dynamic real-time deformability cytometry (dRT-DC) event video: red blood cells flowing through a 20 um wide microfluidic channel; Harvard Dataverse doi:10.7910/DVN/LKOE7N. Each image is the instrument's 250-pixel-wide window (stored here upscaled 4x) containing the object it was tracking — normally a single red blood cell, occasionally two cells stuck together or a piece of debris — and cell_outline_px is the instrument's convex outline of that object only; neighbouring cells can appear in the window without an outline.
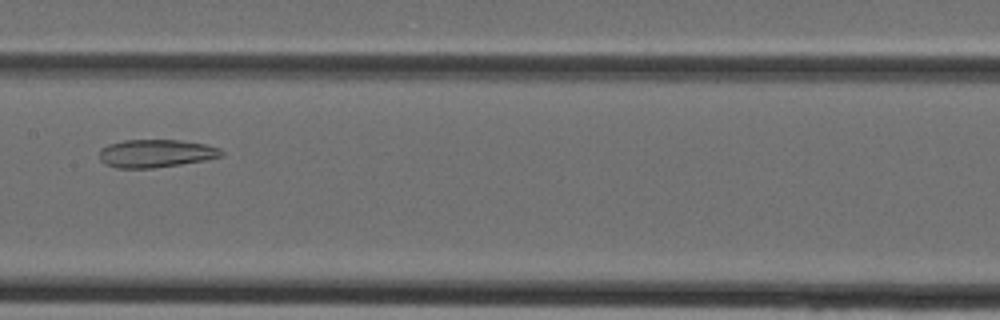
{"species": "Egyptian fruit bat (a non-hibernating species)", "species_latin": "Rousettus aegyptiacus", "temperature_condition": "cold", "stored_images_in_passage": 28, "camera_frame_rate_fps": 3000, "um_per_image_px": 0.085, "animal": {"sex": "female"}, "frame": {"image": 1, "passage_image": 11, "time_ms": 3.333, "image_size_px": [1000, 320], "cell_outline_px": [[224, 152], [220, 156], [204, 160], [180, 164], [152, 168], [116, 168], [104, 164], [100, 160], [100, 148], [108, 144], [124, 140], [180, 140], [204, 144], [220, 148]], "centroid_in_image_um": [13.2, 13.04], "position_along_channel_um": 194.2, "area_um2": 19.83}}
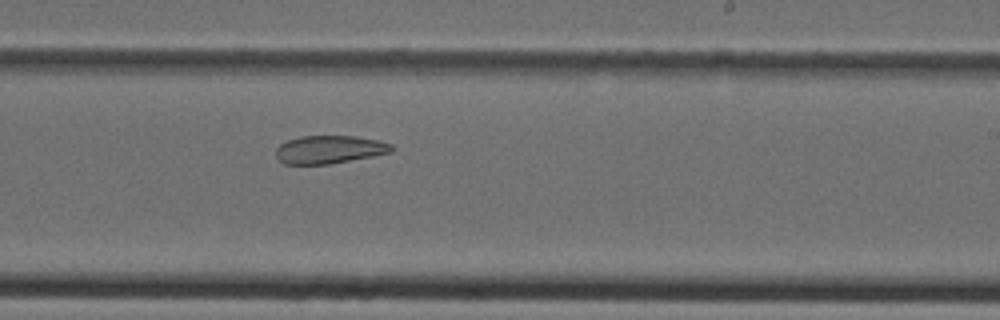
{"frame": {"image": 2, "passage_image": 15, "time_ms": 4.667, "image_size_px": [1000, 320], "cell_outline_px": [[392, 152], [372, 156], [328, 164], [284, 164], [276, 156], [276, 148], [280, 144], [288, 140], [300, 136], [356, 136], [376, 140], [392, 144]], "centroid_in_image_um": [27.97, 12.7], "position_along_channel_um": 261.0, "area_um2": 18.73}}
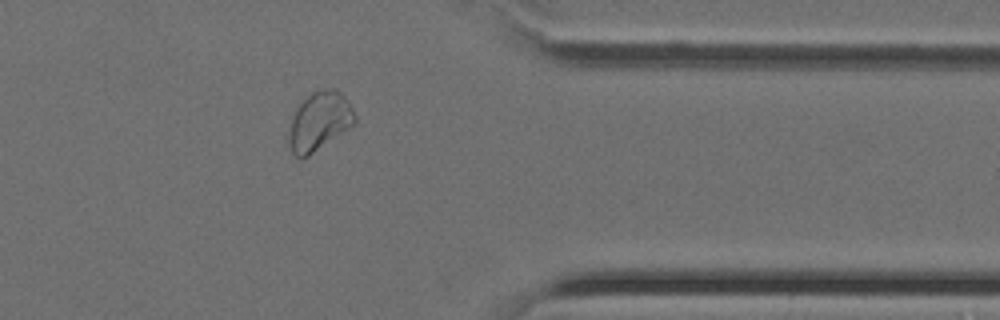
{"frame": {"image": 3, "passage_image": 23, "time_ms": 7.333, "image_size_px": [1000, 320], "cell_outline_px": [[356, 120], [348, 128], [308, 156], [296, 156], [292, 152], [284, 136], [292, 112], [296, 104], [316, 88], [336, 88], [348, 100], [356, 116]], "centroid_in_image_um": [27.05, 10.25], "position_along_channel_um": 384.4, "area_um2": 23.24}}